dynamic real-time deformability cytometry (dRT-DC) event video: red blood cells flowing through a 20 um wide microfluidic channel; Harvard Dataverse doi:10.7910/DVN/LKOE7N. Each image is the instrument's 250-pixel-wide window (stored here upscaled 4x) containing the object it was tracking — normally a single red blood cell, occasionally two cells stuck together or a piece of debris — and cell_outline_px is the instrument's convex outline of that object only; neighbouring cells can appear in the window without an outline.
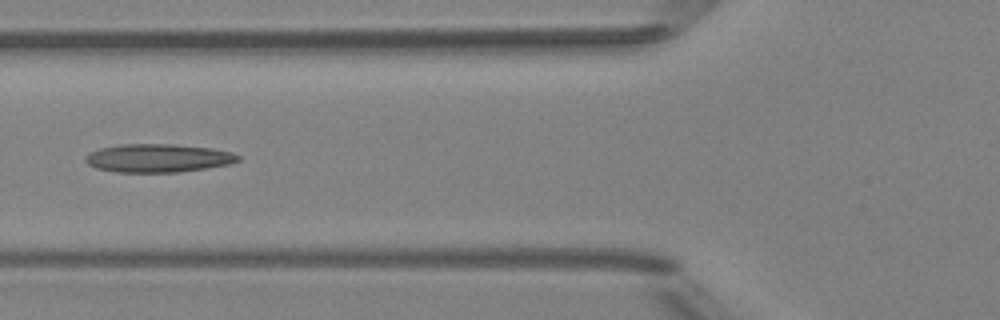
{"species": "Egyptian fruit bat (a non-hibernating species)", "species_latin": "Rousettus aegyptiacus", "temperature_condition": "room temperature", "stored_images_in_passage": 6, "camera_frame_rate_fps": 3000, "um_per_image_px": 0.085, "animal": {"sex": "female"}, "frame": {"image": 1, "passage_image": 6, "time_ms": 5.667, "image_size_px": [1000, 320], "cell_outline_px": [[240, 160], [228, 164], [180, 172], [116, 172], [96, 168], [88, 164], [84, 160], [84, 156], [100, 148], [120, 144], [172, 144], [212, 148], [232, 152], [240, 156]], "centroid_in_image_um": [13.42, 13.43], "position_along_channel_um": 112.4, "area_um2": 25.14}}